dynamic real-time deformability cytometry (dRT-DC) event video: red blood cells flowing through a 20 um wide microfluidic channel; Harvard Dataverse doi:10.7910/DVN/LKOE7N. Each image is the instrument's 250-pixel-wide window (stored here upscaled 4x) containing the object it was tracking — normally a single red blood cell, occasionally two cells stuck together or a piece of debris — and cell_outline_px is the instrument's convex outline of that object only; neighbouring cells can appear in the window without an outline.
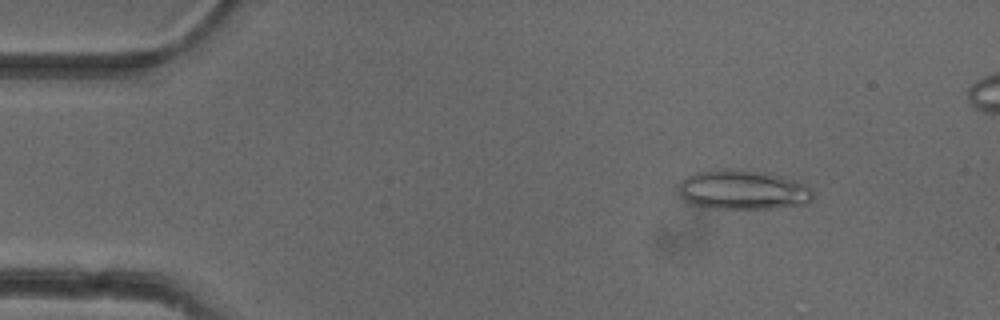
{"species": "common noctule bat (a hibernating species)", "species_latin": "Nyctalus noctula", "temperature_condition": "cold", "stored_images_in_passage": 47, "camera_frame_rate_fps": 3000, "um_per_image_px": 0.085, "animal": {"sex": "female"}, "frame": {"image": 1, "passage_image": 4, "time_ms": 1.0, "image_size_px": [1000, 320], "cell_outline_px": [[812, 200], [808, 204], [768, 208], [716, 208], [696, 204], [680, 196], [680, 184], [688, 176], [696, 172], [768, 172], [792, 180], [812, 188]], "centroid_in_image_um": [63.23, 16.18], "position_along_channel_um": 21.8, "area_um2": 29.36}}
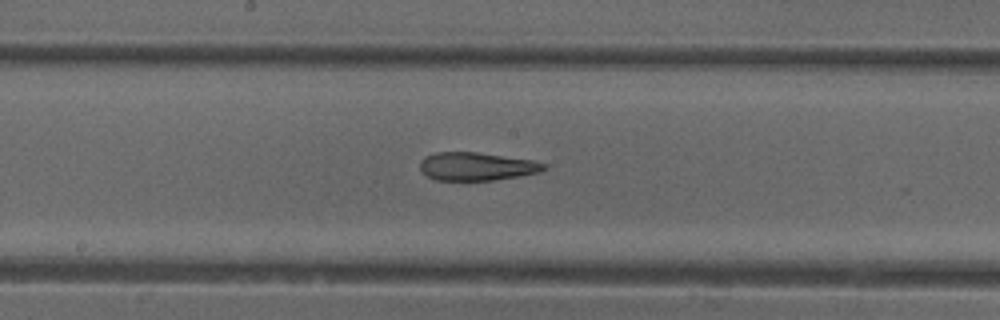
{"frame": {"image": 2, "passage_image": 24, "time_ms": 7.667, "image_size_px": [1000, 320], "cell_outline_px": [[548, 168], [540, 172], [520, 176], [492, 180], [436, 180], [428, 176], [420, 168], [420, 160], [424, 156], [436, 152], [476, 152], [532, 160], [548, 164]], "centroid_in_image_um": [40.54, 14.14], "position_along_channel_um": 207.7, "area_um2": 20.35}}
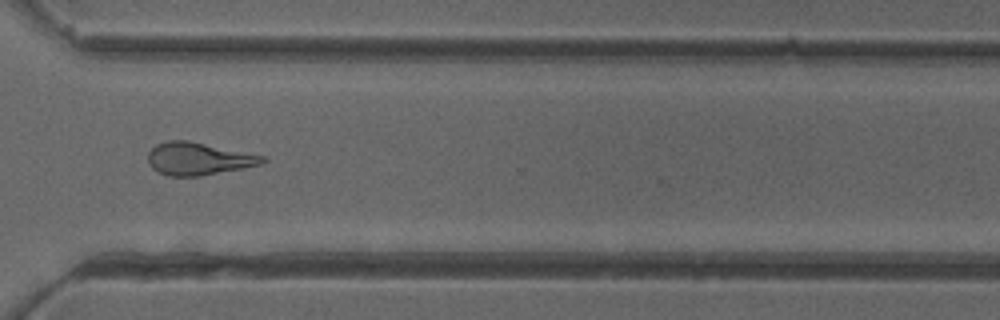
{"frame": {"image": 3, "passage_image": 35, "time_ms": 11.333, "image_size_px": [1000, 320], "cell_outline_px": [[268, 160], [260, 164], [244, 168], [200, 176], [168, 176], [152, 168], [148, 160], [148, 152], [156, 144], [168, 140], [188, 140], [264, 156]], "centroid_in_image_um": [16.85, 13.49], "position_along_channel_um": 353.7, "area_um2": 21.62}}